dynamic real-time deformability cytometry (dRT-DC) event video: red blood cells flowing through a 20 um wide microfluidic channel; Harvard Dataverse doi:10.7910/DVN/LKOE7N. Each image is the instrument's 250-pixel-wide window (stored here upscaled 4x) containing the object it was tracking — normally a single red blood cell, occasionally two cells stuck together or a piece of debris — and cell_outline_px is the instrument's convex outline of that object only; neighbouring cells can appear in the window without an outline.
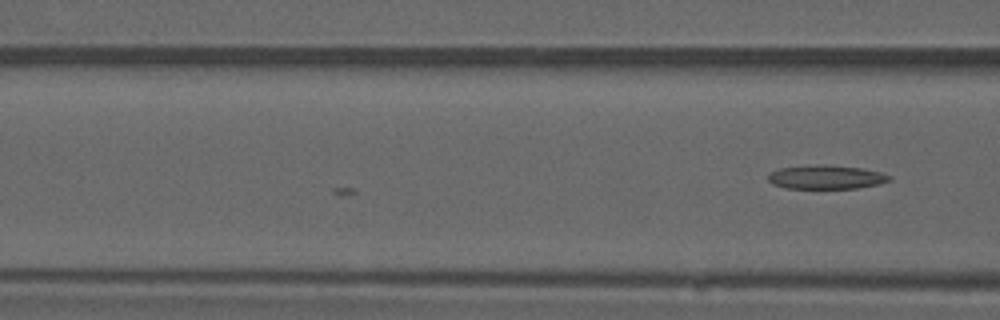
{"species": "common noctule bat (a hibernating species)", "species_latin": "Nyctalus noctula", "temperature_condition": "warm", "stored_images_in_passage": 4, "camera_frame_rate_fps": 3000, "um_per_image_px": 0.085, "animal": {"sex": "male", "forearm_length_mm": 52.5}, "frame": {"image": 1, "passage_image": 4, "time_ms": 1.0, "image_size_px": [1000, 320], "cell_outline_px": [[892, 180], [880, 184], [856, 188], [784, 188], [772, 184], [768, 180], [768, 172], [780, 168], [816, 164], [824, 164], [860, 168], [880, 172], [892, 176]], "centroid_in_image_um": [70.21, 15.05], "position_along_channel_um": 96.4, "area_um2": 16.99}}